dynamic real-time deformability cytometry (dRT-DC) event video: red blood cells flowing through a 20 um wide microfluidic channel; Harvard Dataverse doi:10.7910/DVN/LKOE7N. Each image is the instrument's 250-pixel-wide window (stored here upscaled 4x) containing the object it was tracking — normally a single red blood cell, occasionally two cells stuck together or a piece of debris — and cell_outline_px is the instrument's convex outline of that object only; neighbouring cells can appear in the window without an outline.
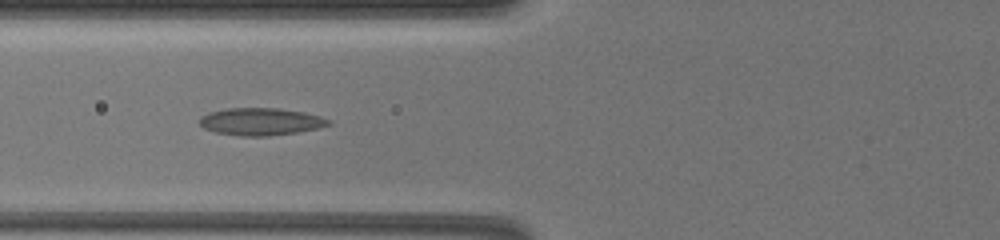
{"species": "common noctule bat (a hibernating species)", "species_latin": "Nyctalus noctula", "temperature_condition": "warm", "stored_images_in_passage": 48, "camera_frame_rate_fps": 3000, "um_per_image_px": 0.085, "animal": {"sex": "female", "body_mass_g": 19.5, "forearm_length_mm": 54.1}, "frame": {"image": 1, "passage_image": 13, "time_ms": 4.0, "image_size_px": [1000, 240], "cell_outline_px": [[332, 124], [316, 128], [296, 132], [268, 136], [240, 136], [216, 132], [204, 128], [200, 124], [200, 116], [208, 112], [228, 108], [276, 108], [304, 112], [320, 116], [332, 120]], "centroid_in_image_um": [22.16, 10.33], "position_along_channel_um": 103.6, "area_um2": 20.52}}
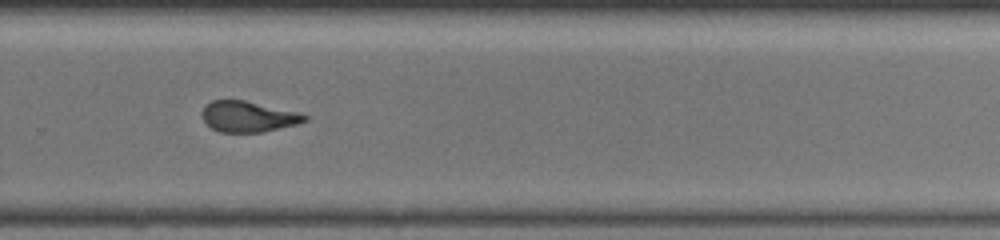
{"frame": {"image": 2, "passage_image": 31, "time_ms": 10.0, "image_size_px": [1000, 240], "cell_outline_px": [[308, 120], [296, 124], [264, 132], [220, 132], [212, 128], [204, 120], [200, 112], [212, 100], [244, 100], [300, 112], [308, 116]], "centroid_in_image_um": [21.12, 9.91], "position_along_channel_um": 308.7, "area_um2": 18.38}}
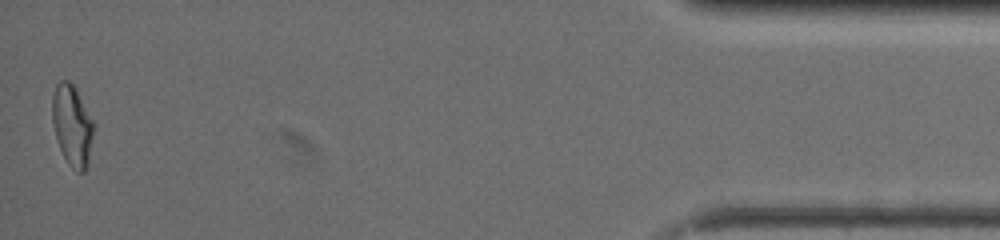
{"frame": {"image": 3, "passage_image": 48, "time_ms": 15.667, "image_size_px": [1000, 240], "cell_outline_px": [[96, 124], [88, 164], [84, 172], [76, 172], [68, 164], [60, 148], [56, 136], [52, 120], [52, 96], [56, 84], [60, 80], [68, 80], [76, 88]], "centroid_in_image_um": [6.17, 10.65], "position_along_channel_um": 429.0, "area_um2": 19.88}, "authors_computed_cell_mechanics": {"area_um2": 19.4786, "velocity_mm_per_s": 3.4212, "shape_relaxation_time_tau1_ms": null, "shape_relaxation_time_tau2_ms": 1.7604, "deformation_change_tau1": null, "deformation_change_tau2": 0.083}}